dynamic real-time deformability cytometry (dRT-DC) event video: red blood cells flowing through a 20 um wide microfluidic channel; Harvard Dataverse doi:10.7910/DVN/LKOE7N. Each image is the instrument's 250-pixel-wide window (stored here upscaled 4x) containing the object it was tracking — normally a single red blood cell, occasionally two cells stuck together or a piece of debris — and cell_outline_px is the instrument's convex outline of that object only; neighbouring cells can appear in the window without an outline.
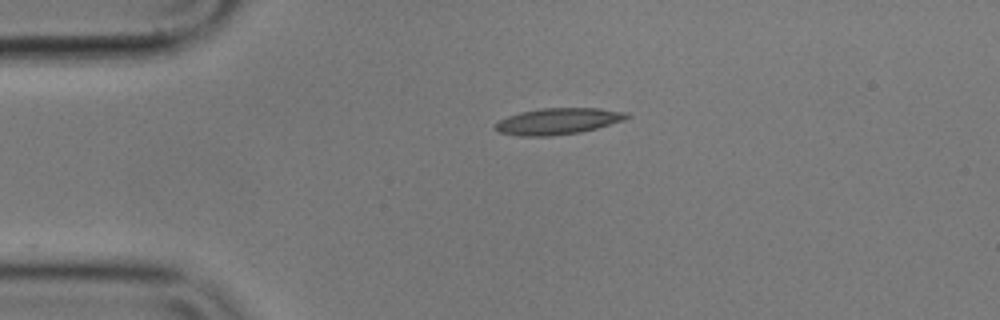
{"species": "common noctule bat (a hibernating species)", "species_latin": "Nyctalus noctula", "temperature_condition": "cold", "stored_images_in_passage": 44, "camera_frame_rate_fps": 3000, "um_per_image_px": 0.085, "animal": {"sex": "male", "body_mass_g": 17.9}, "frame": {"image": 1, "passage_image": 1, "time_ms": 0.0, "image_size_px": [1000, 320], "cell_outline_px": [[632, 116], [624, 120], [596, 128], [580, 132], [552, 136], [520, 136], [500, 132], [496, 128], [496, 124], [500, 120], [508, 116], [520, 112], [544, 108], [600, 108], [628, 112]], "centroid_in_image_um": [47.49, 10.3], "position_along_channel_um": 37.5, "area_um2": 20.06}}
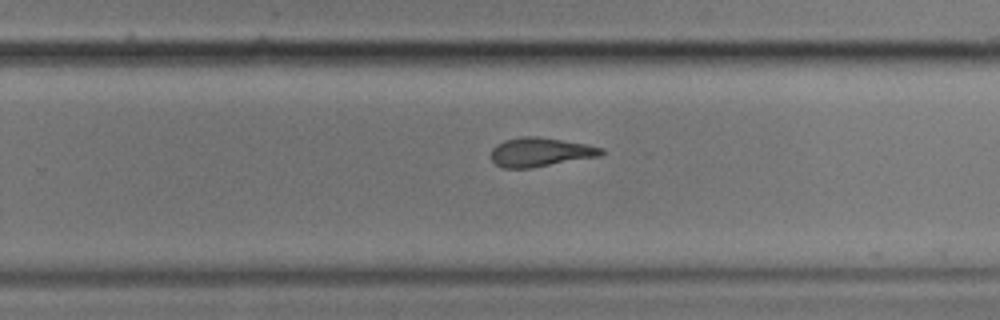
{"frame": {"image": 2, "passage_image": 24, "time_ms": 7.667, "image_size_px": [1000, 320], "cell_outline_px": [[604, 152], [600, 156], [532, 168], [500, 168], [492, 160], [492, 148], [496, 144], [504, 140], [520, 136], [540, 136], [584, 144], [604, 148]], "centroid_in_image_um": [45.9, 12.93], "position_along_channel_um": 283.9, "area_um2": 18.73}}
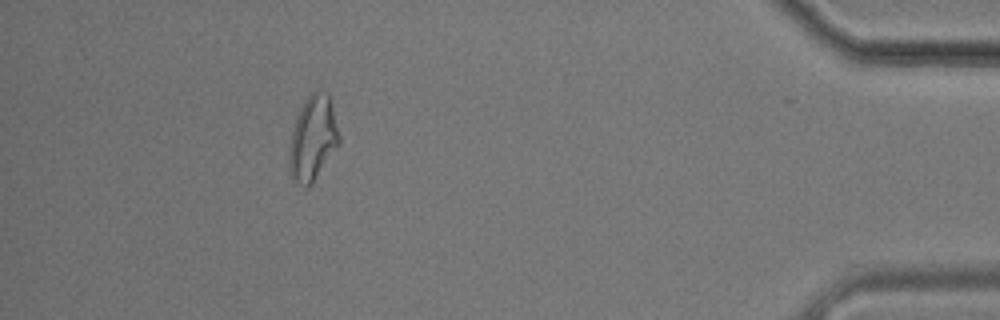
{"frame": {"image": 3, "passage_image": 39, "time_ms": 12.667, "image_size_px": [1000, 320], "cell_outline_px": [[340, 144], [312, 184], [308, 188], [292, 180], [288, 164], [288, 152], [292, 128], [296, 116], [304, 100], [316, 88], [328, 92], [340, 136]], "centroid_in_image_um": [26.58, 11.75], "position_along_channel_um": 408.6, "area_um2": 25.14}, "authors_computed_cell_mechanics": {"area_um2": 19.4786, "velocity_mm_per_s": 3.5946, "shape_relaxation_time_tau1_ms": 5.9685, "shape_relaxation_time_tau2_ms": 2.7351, "deformation_change_tau1": 0.1771, "deformation_change_tau2": 0.1108}}